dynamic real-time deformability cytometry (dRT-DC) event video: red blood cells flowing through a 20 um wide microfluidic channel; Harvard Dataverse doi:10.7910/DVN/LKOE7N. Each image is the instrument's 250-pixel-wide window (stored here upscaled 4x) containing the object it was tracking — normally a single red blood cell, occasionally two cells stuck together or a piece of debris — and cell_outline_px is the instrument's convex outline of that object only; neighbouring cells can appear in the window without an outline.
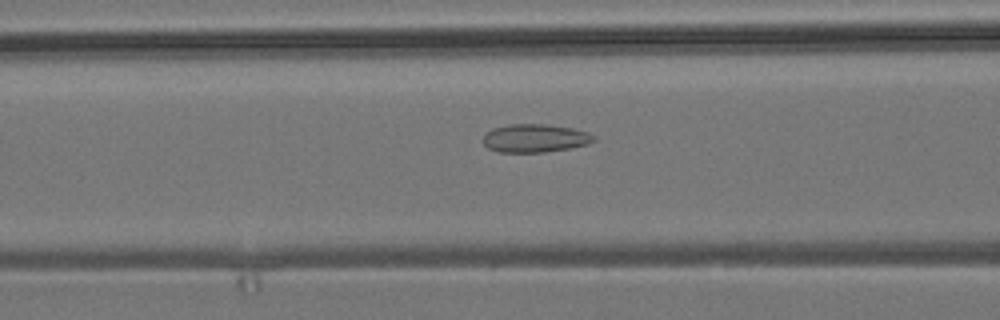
{"species": "common noctule bat (a hibernating species)", "species_latin": "Nyctalus noctula", "temperature_condition": "room temperature", "stored_images_in_passage": 53, "camera_frame_rate_fps": 3000, "um_per_image_px": 0.085, "animal": {"sex": "male", "body_mass_g": 19.2, "forearm_length_mm": 51.8}, "frame": {"image": 1, "passage_image": 21, "time_ms": 6.667, "image_size_px": [1000, 320], "cell_outline_px": [[596, 140], [588, 144], [572, 148], [544, 152], [500, 152], [488, 148], [484, 144], [484, 136], [492, 128], [512, 124], [544, 124], [572, 128], [588, 132], [596, 136]], "centroid_in_image_um": [45.52, 11.75], "position_along_channel_um": 121.1, "area_um2": 18.21}}
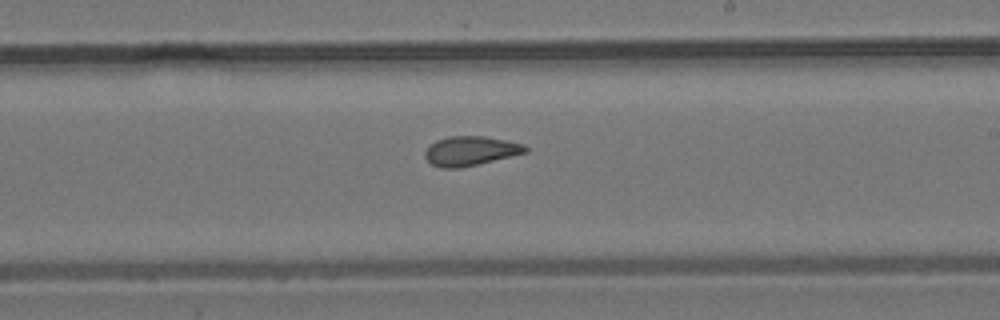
{"frame": {"image": 2, "passage_image": 31, "time_ms": 10.0, "image_size_px": [1000, 320], "cell_outline_px": [[528, 152], [460, 168], [440, 168], [432, 164], [424, 156], [424, 152], [436, 140], [448, 136], [484, 136], [508, 140], [524, 144], [528, 148]], "centroid_in_image_um": [40.0, 12.82], "position_along_channel_um": 249.0, "area_um2": 17.17}}
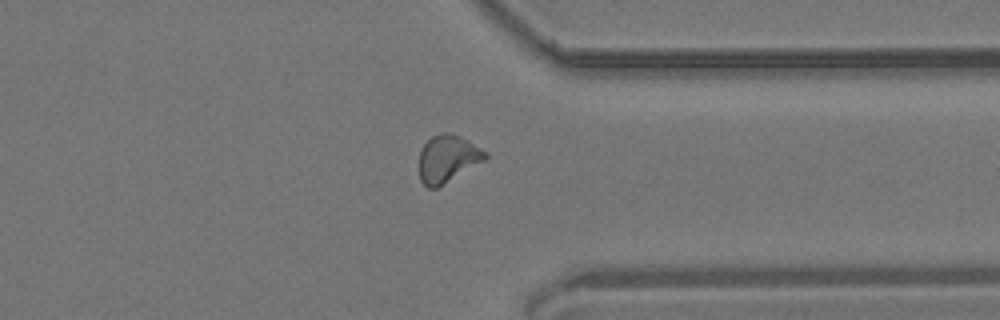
{"frame": {"image": 3, "passage_image": 41, "time_ms": 13.333, "image_size_px": [1000, 320], "cell_outline_px": [[488, 156], [484, 160], [436, 188], [428, 188], [420, 180], [420, 152], [424, 144], [432, 136], [440, 132], [448, 132], [460, 136], [468, 140], [488, 152]], "centroid_in_image_um": [38.05, 13.46], "position_along_channel_um": 373.4, "area_um2": 17.98}, "authors_computed_cell_mechanics": {"area_um2": 17.5712, "velocity_mm_per_s": 3.8365, "shape_relaxation_time_tau1_ms": null, "shape_relaxation_time_tau2_ms": 1.3018, "deformation_change_tau1": null, "deformation_change_tau2": 0.0692}}